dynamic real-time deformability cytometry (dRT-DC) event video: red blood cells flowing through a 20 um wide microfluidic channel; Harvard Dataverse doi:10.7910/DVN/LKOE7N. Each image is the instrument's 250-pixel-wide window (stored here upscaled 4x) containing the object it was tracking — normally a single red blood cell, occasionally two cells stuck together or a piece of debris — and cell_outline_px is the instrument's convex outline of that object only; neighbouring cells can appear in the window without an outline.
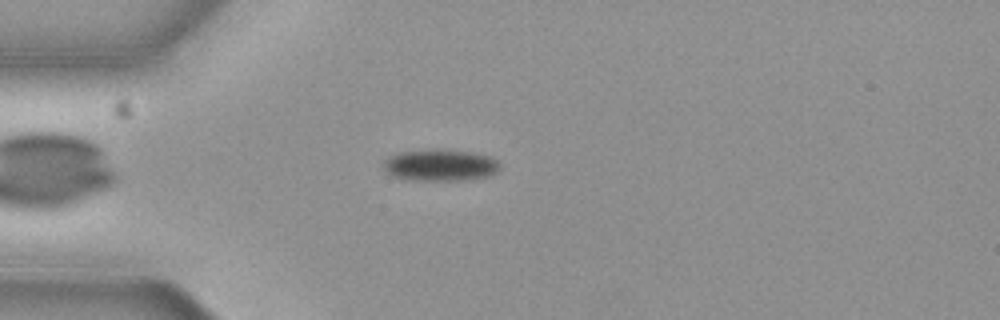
{"species": "common noctule bat (a hibernating species)", "species_latin": "Nyctalus noctula", "temperature_condition": "cold", "stored_images_in_passage": 44, "camera_frame_rate_fps": 3000, "um_per_image_px": 0.085, "animal": {"sex": "female", "body_mass_g": 19.3, "forearm_length_mm": 54.1}, "frame": {"image": 1, "passage_image": 3, "time_ms": 0.667, "image_size_px": [1000, 320], "cell_outline_px": [[500, 168], [492, 176], [468, 180], [404, 180], [392, 176], [384, 168], [384, 160], [400, 152], [468, 152], [488, 156], [496, 160], [500, 164]], "centroid_in_image_um": [37.46, 14.11], "position_along_channel_um": 47.5, "area_um2": 20.63}}
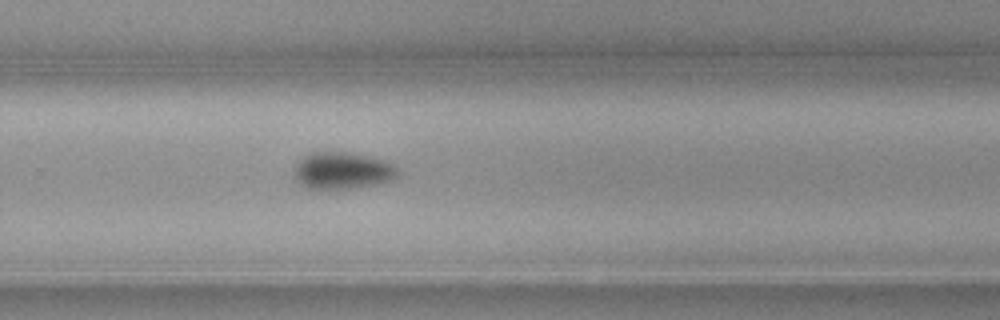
{"frame": {"image": 2, "passage_image": 25, "time_ms": 8.0, "image_size_px": [1000, 320], "cell_outline_px": [[400, 176], [392, 180], [376, 184], [356, 188], [304, 188], [292, 176], [292, 172], [296, 164], [304, 156], [312, 152], [352, 152], [384, 160], [392, 164], [400, 172]], "centroid_in_image_um": [29.1, 14.5], "position_along_channel_um": 300.7, "area_um2": 22.54}}
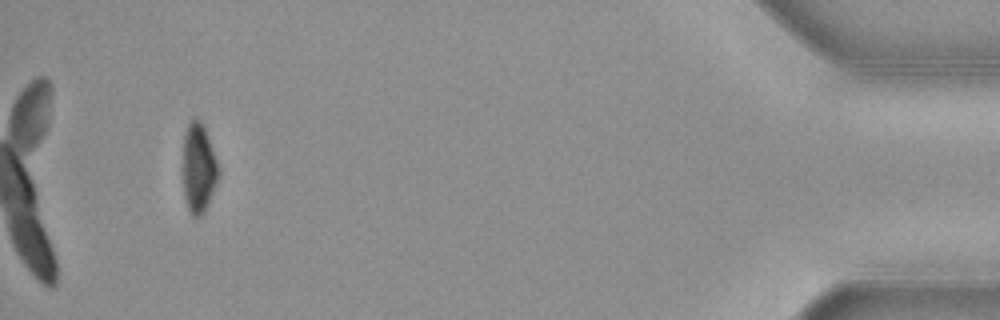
{"frame": {"image": 3, "passage_image": 41, "time_ms": 13.333, "image_size_px": [1000, 320], "cell_outline_px": [[220, 172], [204, 212], [200, 216], [192, 216], [188, 212], [184, 196], [184, 132], [188, 124], [192, 120], [200, 120], [204, 124]], "centroid_in_image_um": [16.88, 14.29], "position_along_channel_um": 418.3, "area_um2": 18.15}}